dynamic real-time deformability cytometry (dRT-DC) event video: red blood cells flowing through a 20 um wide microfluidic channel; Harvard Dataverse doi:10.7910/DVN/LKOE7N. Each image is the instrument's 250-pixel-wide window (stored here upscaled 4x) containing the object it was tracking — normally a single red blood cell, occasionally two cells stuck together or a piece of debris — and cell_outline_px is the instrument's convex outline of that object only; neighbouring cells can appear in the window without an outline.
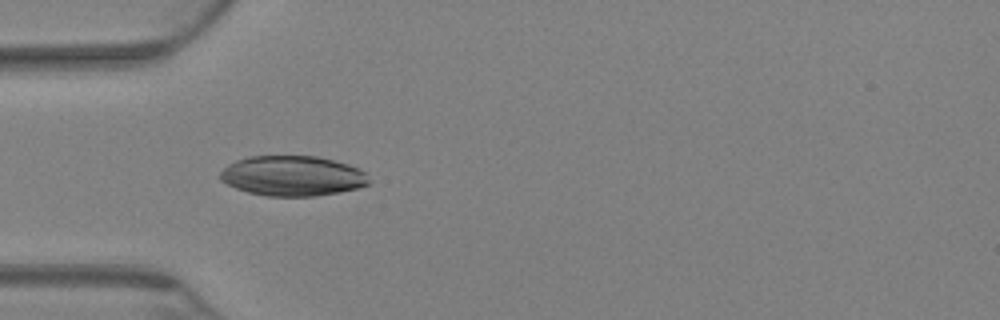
{"species": "Egyptian fruit bat (a non-hibernating species)", "species_latin": "Rousettus aegyptiacus", "temperature_condition": "warm", "stored_images_in_passage": 54, "camera_frame_rate_fps": 3000, "um_per_image_px": 0.085, "animal": {"sex": "female"}, "frame": {"image": 1, "passage_image": 5, "time_ms": 1.333, "image_size_px": [1000, 320], "cell_outline_px": [[368, 184], [356, 188], [340, 192], [316, 196], [268, 196], [248, 192], [236, 188], [220, 180], [220, 172], [228, 164], [236, 160], [248, 156], [316, 156], [348, 164], [360, 168], [364, 172], [368, 180]], "centroid_in_image_um": [24.84, 14.95], "position_along_channel_um": 60.2, "area_um2": 34.68}}
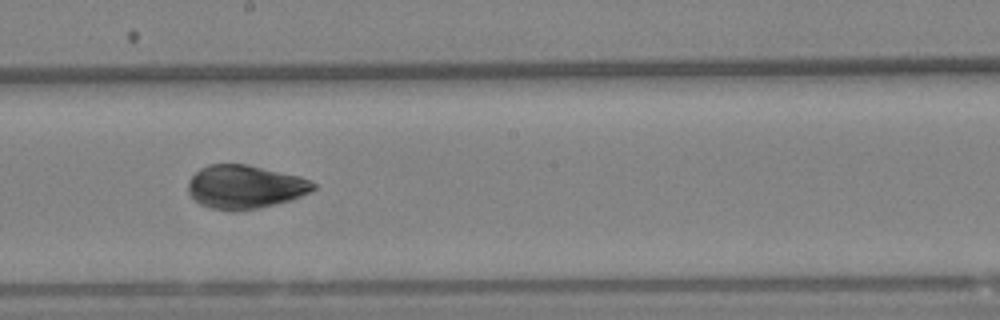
{"frame": {"image": 2, "passage_image": 23, "time_ms": 7.333, "image_size_px": [1000, 320], "cell_outline_px": [[316, 188], [300, 196], [288, 200], [260, 208], [232, 212], [208, 208], [200, 204], [188, 192], [188, 184], [192, 176], [200, 168], [208, 164], [248, 164], [300, 176], [316, 184]], "centroid_in_image_um": [20.8, 15.89], "position_along_channel_um": 227.4, "area_um2": 31.79}}
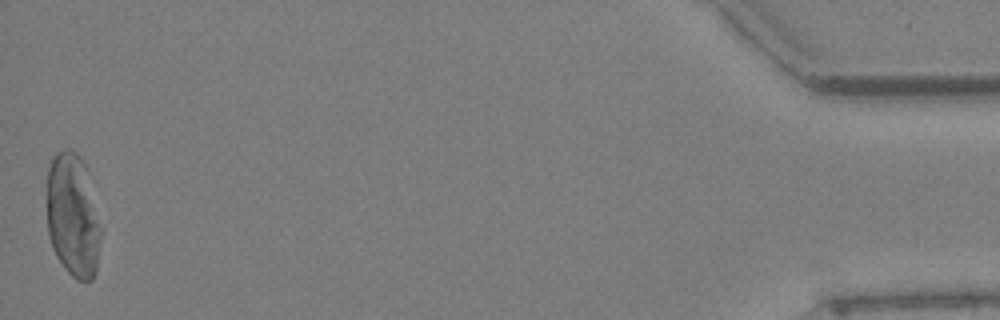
{"frame": {"image": 3, "passage_image": 54, "time_ms": 17.667, "image_size_px": [1000, 320], "cell_outline_px": [[100, 236], [96, 272], [92, 280], [76, 280], [64, 268], [56, 256], [52, 248], [48, 236], [48, 168], [56, 152], [64, 148], [72, 148], [84, 160], [100, 228]], "centroid_in_image_um": [6.18, 18.32], "position_along_channel_um": 429.0, "area_um2": 38.61}}